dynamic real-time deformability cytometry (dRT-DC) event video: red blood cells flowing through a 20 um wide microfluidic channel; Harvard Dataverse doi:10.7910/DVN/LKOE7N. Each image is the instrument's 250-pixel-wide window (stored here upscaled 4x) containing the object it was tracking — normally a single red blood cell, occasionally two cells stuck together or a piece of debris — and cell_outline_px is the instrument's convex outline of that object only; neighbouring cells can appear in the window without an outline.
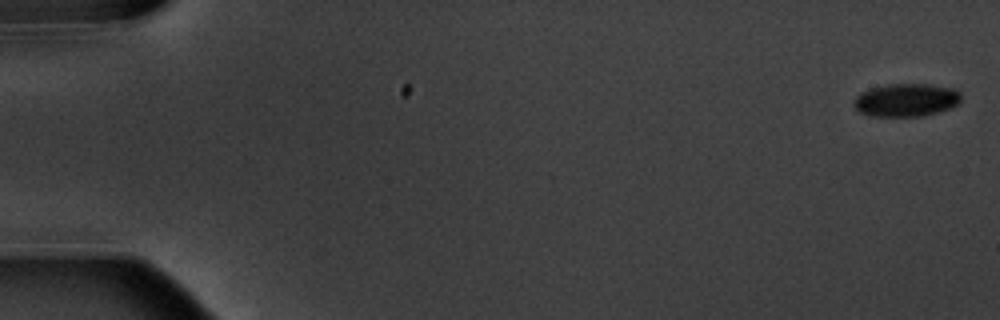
{"species": "common noctule bat (a hibernating species)", "species_latin": "Nyctalus noctula", "temperature_condition": "warm", "stored_images_in_passage": 10, "camera_frame_rate_fps": 3000, "um_per_image_px": 0.085, "animal": {"sex": "male", "body_mass_g": 20.1, "forearm_length_mm": 53.5}, "frame": {"image": 1, "passage_image": 1, "time_ms": 0.0, "image_size_px": [1000, 320], "cell_outline_px": [[960, 104], [924, 116], [868, 116], [860, 112], [852, 104], [856, 96], [860, 92], [872, 88], [888, 84], [928, 84], [956, 88], [960, 92]], "centroid_in_image_um": [77.02, 8.5], "position_along_channel_um": 8.0, "area_um2": 20.75}}
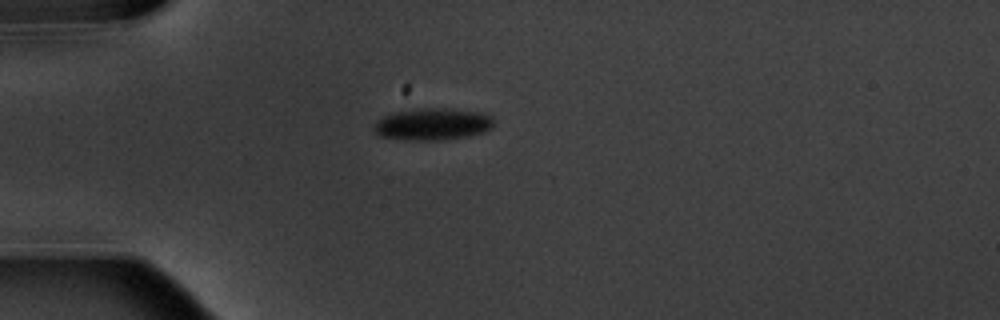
{"frame": {"image": 2, "passage_image": 5, "time_ms": 5.0, "image_size_px": [1000, 320], "cell_outline_px": [[492, 128], [484, 132], [468, 136], [440, 140], [404, 140], [380, 136], [376, 132], [376, 120], [384, 116], [396, 112], [424, 108], [444, 108], [480, 112], [492, 116]], "centroid_in_image_um": [36.8, 10.56], "position_along_channel_um": 48.2, "area_um2": 22.08}}